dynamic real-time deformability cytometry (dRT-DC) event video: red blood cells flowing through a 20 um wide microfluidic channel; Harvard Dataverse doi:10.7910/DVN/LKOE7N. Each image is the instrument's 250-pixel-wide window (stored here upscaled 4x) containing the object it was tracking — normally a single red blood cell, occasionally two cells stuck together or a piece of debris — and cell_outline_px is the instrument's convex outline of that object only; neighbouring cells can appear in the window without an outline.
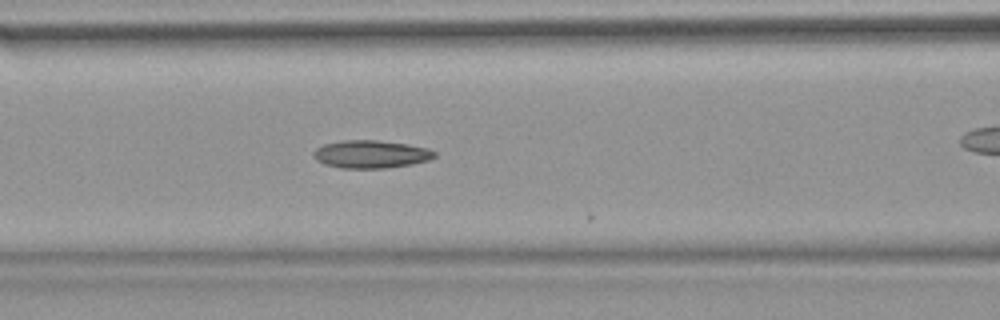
{"species": "common noctule bat (a hibernating species)", "species_latin": "Nyctalus noctula", "temperature_condition": "warm", "stored_images_in_passage": 24, "camera_frame_rate_fps": 3000, "um_per_image_px": 0.085, "animal": {"sex": "female", "body_mass_g": 18.4}, "frame": {"image": 1, "passage_image": 23, "time_ms": 7.333, "image_size_px": [1000, 320], "cell_outline_px": [[436, 156], [428, 160], [412, 164], [384, 168], [340, 168], [324, 164], [316, 160], [312, 152], [316, 148], [324, 144], [340, 140], [376, 140], [408, 144], [428, 148], [436, 152]], "centroid_in_image_um": [31.51, 13.1], "position_along_channel_um": 135.1, "area_um2": 19.71}}